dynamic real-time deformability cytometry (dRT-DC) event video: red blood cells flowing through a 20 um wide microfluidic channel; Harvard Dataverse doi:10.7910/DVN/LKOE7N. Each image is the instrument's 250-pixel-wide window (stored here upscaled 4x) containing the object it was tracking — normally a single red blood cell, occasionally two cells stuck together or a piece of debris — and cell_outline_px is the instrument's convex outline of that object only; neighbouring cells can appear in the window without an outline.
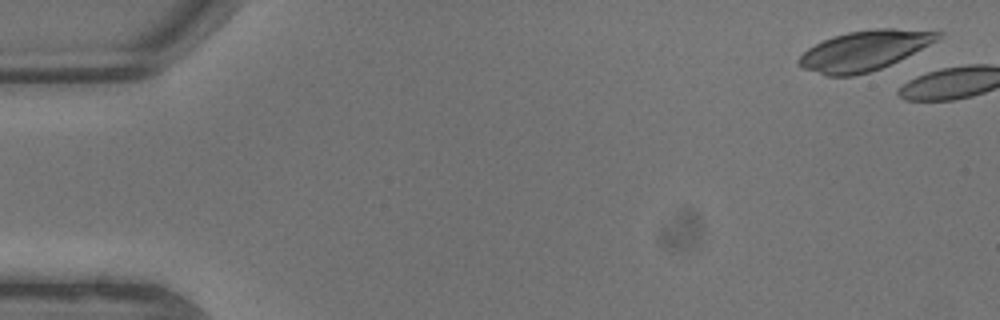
{"species": "common noctule bat (a hibernating species)", "species_latin": "Nyctalus noctula", "temperature_condition": "warm", "stored_images_in_passage": 2, "camera_frame_rate_fps": 3000, "um_per_image_px": 0.085, "animal": {"sex": "male", "body_mass_g": 13.3}, "frame": {"image": 1, "passage_image": 1, "time_ms": 0.0, "image_size_px": [1000, 320], "cell_outline_px": [[944, 32], [936, 40], [880, 68], [868, 72], [852, 76], [828, 76], [804, 68], [796, 64], [796, 60], [808, 48], [832, 36], [848, 32], [876, 28], [892, 28]], "centroid_in_image_um": [73.39, 4.29], "position_along_channel_um": 11.6, "area_um2": 31.56}}